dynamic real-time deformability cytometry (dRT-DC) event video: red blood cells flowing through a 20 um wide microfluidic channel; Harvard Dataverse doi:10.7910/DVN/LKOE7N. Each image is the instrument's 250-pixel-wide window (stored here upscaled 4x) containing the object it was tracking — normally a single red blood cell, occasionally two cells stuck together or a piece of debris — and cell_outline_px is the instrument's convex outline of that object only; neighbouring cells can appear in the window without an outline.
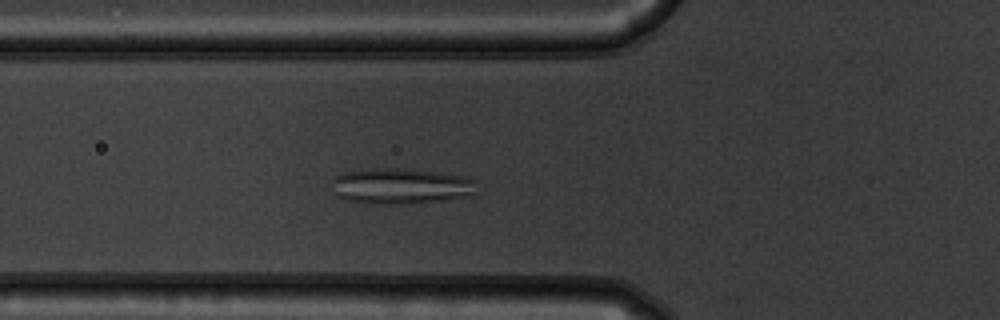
{"species": "common noctule bat (a hibernating species)", "species_latin": "Nyctalus noctula", "temperature_condition": "warm", "stored_images_in_passage": 51, "camera_frame_rate_fps": 3000, "um_per_image_px": 0.085, "animal": {"sex": "male", "body_mass_g": 19.5, "forearm_length_mm": 54.6}, "frame": {"image": 1, "passage_image": 16, "time_ms": 5.0, "image_size_px": [1000, 320], "cell_outline_px": [[480, 180], [476, 192], [468, 196], [444, 200], [400, 204], [368, 204], [344, 200], [336, 196], [328, 184], [336, 176], [344, 172], [368, 168], [412, 168], [440, 172], [464, 176]], "centroid_in_image_um": [34.06, 15.81], "position_along_channel_um": 91.7, "area_um2": 31.27}}
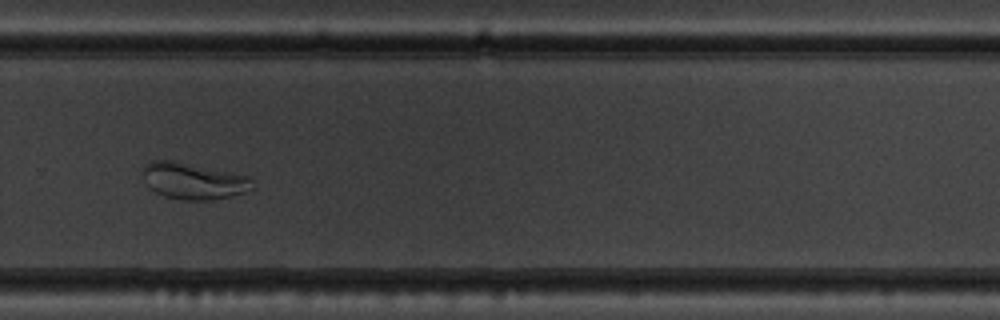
{"frame": {"image": 2, "passage_image": 34, "time_ms": 11.0, "image_size_px": [1000, 320], "cell_outline_px": [[252, 188], [248, 192], [232, 196], [208, 200], [180, 200], [164, 196], [148, 188], [140, 172], [140, 168], [144, 164], [152, 160], [168, 160], [232, 172], [252, 176]], "centroid_in_image_um": [16.4, 15.38], "position_along_channel_um": 313.4, "area_um2": 23.64}}
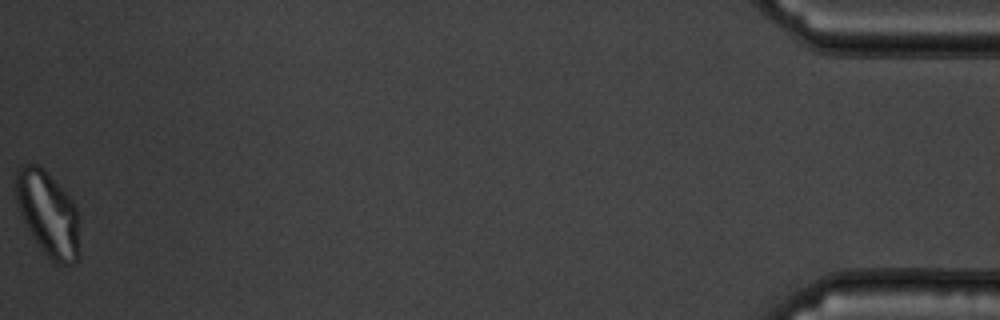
{"frame": {"image": 3, "passage_image": 51, "time_ms": 16.667, "image_size_px": [1000, 320], "cell_outline_px": [[80, 256], [76, 264], [56, 264], [40, 248], [28, 228], [20, 212], [16, 200], [16, 168], [28, 164], [36, 164], [44, 168], [76, 204], [80, 220]], "centroid_in_image_um": [4.15, 18.19], "position_along_channel_um": 431.1, "area_um2": 31.96}}